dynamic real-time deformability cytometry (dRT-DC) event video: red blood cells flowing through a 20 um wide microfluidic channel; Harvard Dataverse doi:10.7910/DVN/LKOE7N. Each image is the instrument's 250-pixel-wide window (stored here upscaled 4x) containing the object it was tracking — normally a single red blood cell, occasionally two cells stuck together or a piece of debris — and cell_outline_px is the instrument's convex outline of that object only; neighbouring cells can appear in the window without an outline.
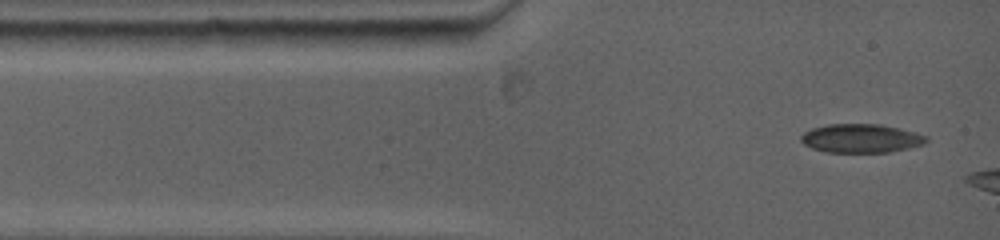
{"species": "common noctule bat (a hibernating species)", "species_latin": "Nyctalus noctula", "temperature_condition": "warm", "stored_images_in_passage": 3, "camera_frame_rate_fps": 5000, "um_per_image_px": 0.085, "animal": {"sex": "female", "body_mass_g": 19.0, "forearm_length_mm": 53.3}, "frame": {"image": 1, "passage_image": 1, "time_ms": 0.0, "image_size_px": [1000, 240], "cell_outline_px": [[928, 140], [924, 144], [884, 152], [828, 152], [812, 148], [804, 144], [800, 140], [800, 136], [804, 132], [812, 128], [824, 124], [880, 124], [900, 128], [916, 132], [928, 136]], "centroid_in_image_um": [73.16, 11.74], "position_along_channel_um": 11.8, "area_um2": 20.92}}